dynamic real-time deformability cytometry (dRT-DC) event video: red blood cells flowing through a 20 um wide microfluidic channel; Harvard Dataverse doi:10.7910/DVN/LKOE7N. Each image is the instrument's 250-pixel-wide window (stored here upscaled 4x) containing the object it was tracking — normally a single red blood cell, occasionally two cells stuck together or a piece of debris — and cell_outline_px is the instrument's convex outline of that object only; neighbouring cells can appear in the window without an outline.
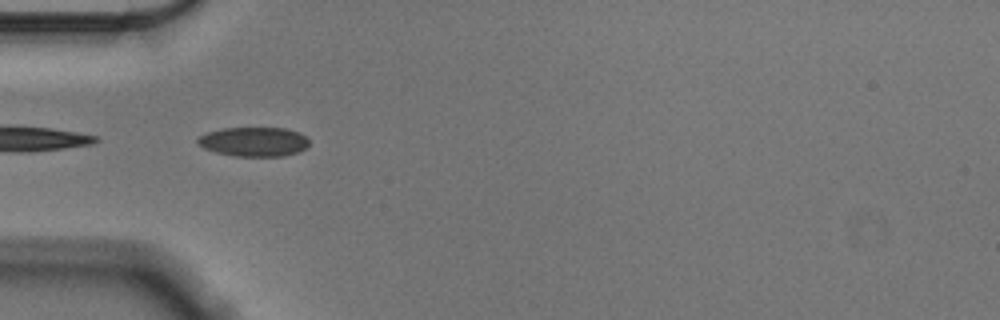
{"species": "Egyptian fruit bat (a non-hibernating species)", "species_latin": "Rousettus aegyptiacus", "temperature_condition": "cold", "stored_images_in_passage": 20, "camera_frame_rate_fps": 3000, "um_per_image_px": 0.085, "animal": {"sex": "male"}, "frame": {"image": 1, "passage_image": 1, "time_ms": 0.0, "image_size_px": [1000, 320], "cell_outline_px": [[308, 144], [304, 148], [296, 152], [284, 156], [236, 156], [216, 152], [204, 148], [196, 144], [196, 140], [200, 136], [208, 132], [224, 128], [284, 128], [300, 132], [308, 140]], "centroid_in_image_um": [21.55, 12.04], "position_along_channel_um": 63.5, "area_um2": 18.9}}
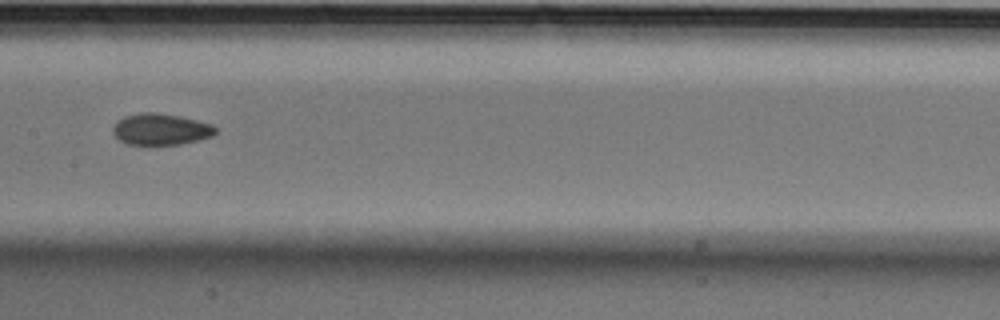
{"frame": {"image": 2, "passage_image": 12, "time_ms": 3.667, "image_size_px": [1000, 320], "cell_outline_px": [[216, 132], [212, 136], [180, 144], [148, 148], [128, 144], [120, 140], [112, 132], [112, 128], [116, 120], [124, 116], [140, 112], [156, 112], [180, 116], [212, 124], [216, 128]], "centroid_in_image_um": [13.6, 11.02], "position_along_channel_um": 193.8, "area_um2": 19.48}}
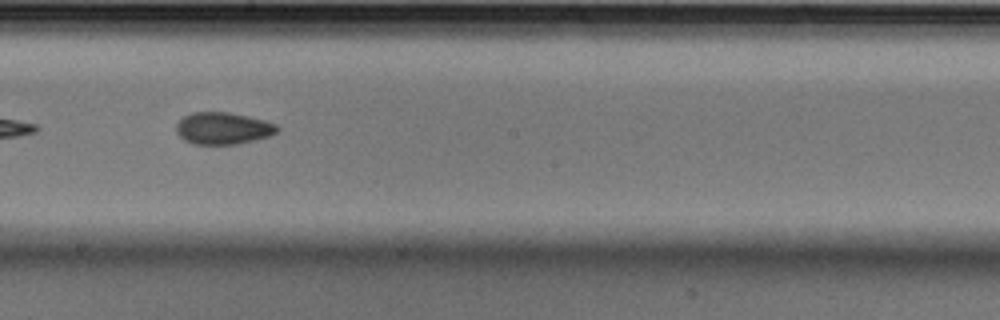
{"frame": {"image": 3, "passage_image": 15, "time_ms": 4.667, "image_size_px": [1000, 320], "cell_outline_px": [[280, 128], [272, 136], [256, 140], [236, 144], [192, 144], [184, 140], [176, 132], [176, 124], [184, 116], [192, 112], [228, 112], [248, 116], [264, 120], [276, 124]], "centroid_in_image_um": [18.97, 10.91], "position_along_channel_um": 229.2, "area_um2": 18.96}}